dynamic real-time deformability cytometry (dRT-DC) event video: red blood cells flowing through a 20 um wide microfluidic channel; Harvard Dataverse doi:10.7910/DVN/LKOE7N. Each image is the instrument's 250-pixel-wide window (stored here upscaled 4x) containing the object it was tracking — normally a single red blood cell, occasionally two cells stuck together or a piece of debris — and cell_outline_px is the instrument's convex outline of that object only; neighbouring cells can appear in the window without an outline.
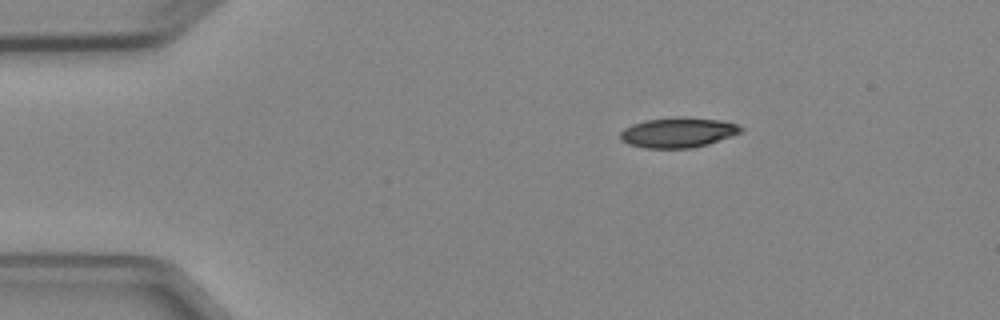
{"species": "Egyptian fruit bat (a non-hibernating species)", "species_latin": "Rousettus aegyptiacus", "temperature_condition": "cold", "stored_images_in_passage": 4, "camera_frame_rate_fps": 3000, "um_per_image_px": 0.085, "animal": {"sex": "female"}, "frame": {"image": 1, "passage_image": 1, "time_ms": 0.0, "image_size_px": [1000, 320], "cell_outline_px": [[744, 132], [708, 144], [692, 148], [644, 148], [628, 144], [620, 140], [620, 132], [624, 128], [632, 124], [644, 120], [676, 116], [684, 116], [720, 120], [736, 124], [744, 128]], "centroid_in_image_um": [57.63, 11.25], "position_along_channel_um": 27.4, "area_um2": 21.5}}
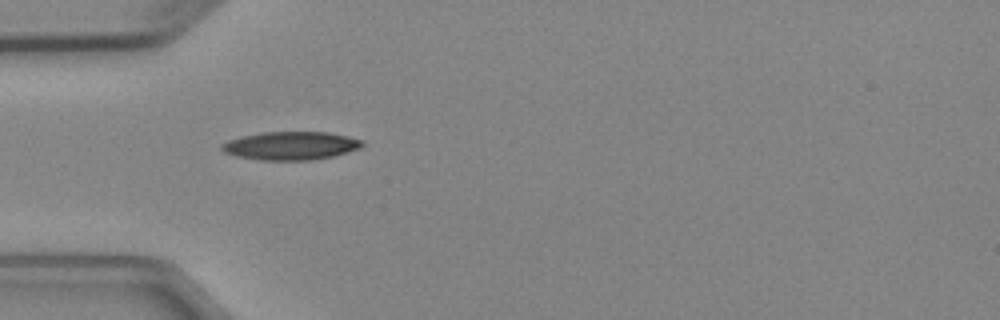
{"frame": {"image": 2, "passage_image": 3, "time_ms": 2.333, "image_size_px": [1000, 320], "cell_outline_px": [[364, 144], [360, 148], [332, 156], [312, 160], [260, 160], [236, 156], [224, 152], [220, 148], [220, 144], [228, 140], [240, 136], [264, 132], [328, 132], [348, 136], [364, 140]], "centroid_in_image_um": [24.7, 12.38], "position_along_channel_um": 60.3, "area_um2": 23.24}}